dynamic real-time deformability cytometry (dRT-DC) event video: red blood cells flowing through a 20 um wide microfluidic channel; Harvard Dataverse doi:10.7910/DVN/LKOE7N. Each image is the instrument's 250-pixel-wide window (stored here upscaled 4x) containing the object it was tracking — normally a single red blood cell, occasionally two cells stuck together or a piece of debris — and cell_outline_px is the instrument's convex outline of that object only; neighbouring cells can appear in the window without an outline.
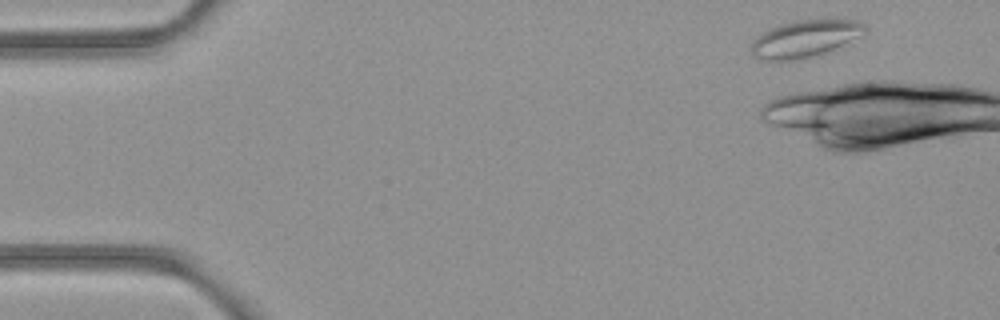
{"species": "common noctule bat (a hibernating species)", "species_latin": "Nyctalus noctula", "temperature_condition": "room temperature", "stored_images_in_passage": 5, "camera_frame_rate_fps": 3000, "um_per_image_px": 0.085, "animal": {"sex": "female", "body_mass_g": 21.9}, "frame": {"image": 1, "passage_image": 1, "time_ms": 0.0, "image_size_px": [1000, 320], "cell_outline_px": [[864, 32], [824, 52], [792, 60], [768, 60], [752, 56], [752, 40], [756, 36], [780, 24], [796, 20], [828, 16], [844, 16], [860, 20], [864, 24]], "centroid_in_image_um": [68.44, 3.19], "position_along_channel_um": 16.6, "area_um2": 24.62}}